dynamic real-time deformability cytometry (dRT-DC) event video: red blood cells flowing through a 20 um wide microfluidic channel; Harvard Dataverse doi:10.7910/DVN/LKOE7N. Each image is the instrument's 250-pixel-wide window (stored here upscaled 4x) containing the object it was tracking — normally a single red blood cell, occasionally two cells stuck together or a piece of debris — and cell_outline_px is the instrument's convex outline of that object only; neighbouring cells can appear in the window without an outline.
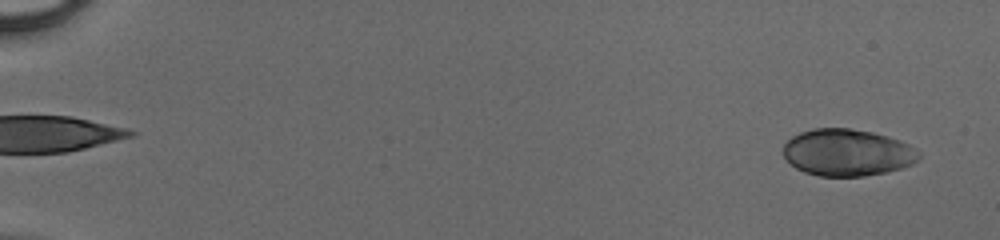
{"species": "human", "species_latin": "Homo sapiens", "temperature_condition": "cold", "stored_images_in_passage": 26, "camera_frame_rate_fps": 3000, "um_per_image_px": 0.085, "donor": {"sex": "male"}, "frame": {"image": 1, "passage_image": 2, "time_ms": 0.333, "image_size_px": [1000, 240], "cell_outline_px": [[920, 160], [912, 164], [900, 168], [884, 172], [864, 176], [820, 176], [804, 172], [796, 168], [784, 156], [784, 144], [792, 136], [800, 132], [812, 128], [848, 128], [872, 132], [888, 136], [900, 140], [916, 148], [920, 152]], "centroid_in_image_um": [72.04, 12.96], "position_along_channel_um": 13.0, "area_um2": 37.11}}